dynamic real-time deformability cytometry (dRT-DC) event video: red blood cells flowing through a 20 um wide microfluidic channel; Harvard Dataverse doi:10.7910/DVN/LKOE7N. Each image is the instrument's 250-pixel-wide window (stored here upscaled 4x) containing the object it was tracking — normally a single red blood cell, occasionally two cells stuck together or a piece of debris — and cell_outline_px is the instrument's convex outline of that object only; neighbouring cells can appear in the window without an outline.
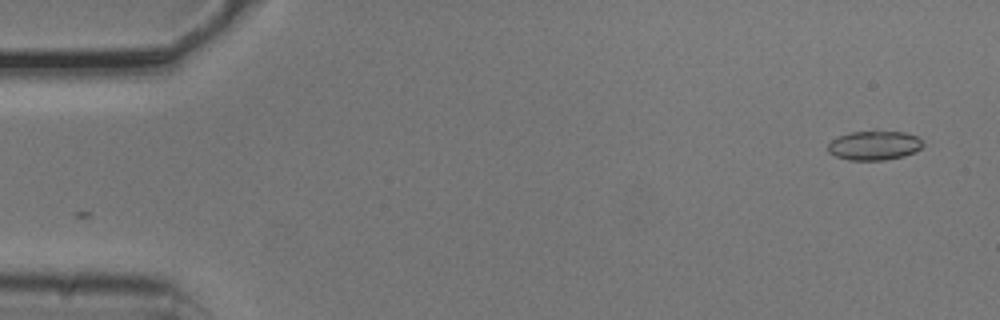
{"species": "common noctule bat (a hibernating species)", "species_latin": "Nyctalus noctula", "temperature_condition": "cold", "stored_images_in_passage": 53, "camera_frame_rate_fps": 3000, "um_per_image_px": 0.085, "animal": {"sex": "male", "body_mass_g": 20.5, "forearm_length_mm": 52.5}, "frame": {"image": 1, "passage_image": 1, "time_ms": 0.0, "image_size_px": [1000, 320], "cell_outline_px": [[924, 144], [916, 152], [904, 156], [884, 160], [848, 160], [836, 156], [828, 152], [828, 144], [832, 140], [840, 136], [852, 132], [876, 128], [904, 132], [916, 136]], "centroid_in_image_um": [74.33, 12.32], "position_along_channel_um": 10.7, "area_um2": 16.7}}
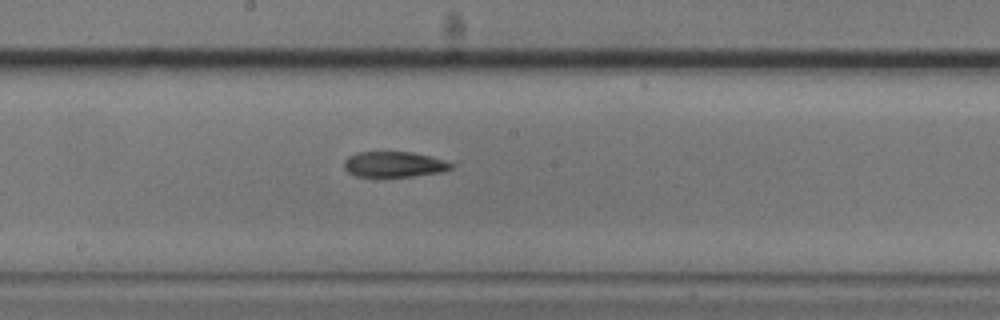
{"frame": {"image": 2, "passage_image": 27, "time_ms": 8.667, "image_size_px": [1000, 320], "cell_outline_px": [[460, 160], [452, 168], [440, 172], [412, 176], [356, 176], [348, 172], [344, 168], [344, 160], [348, 156], [356, 152], [412, 152]], "centroid_in_image_um": [33.66, 13.94], "position_along_channel_um": 214.5, "area_um2": 16.53}}
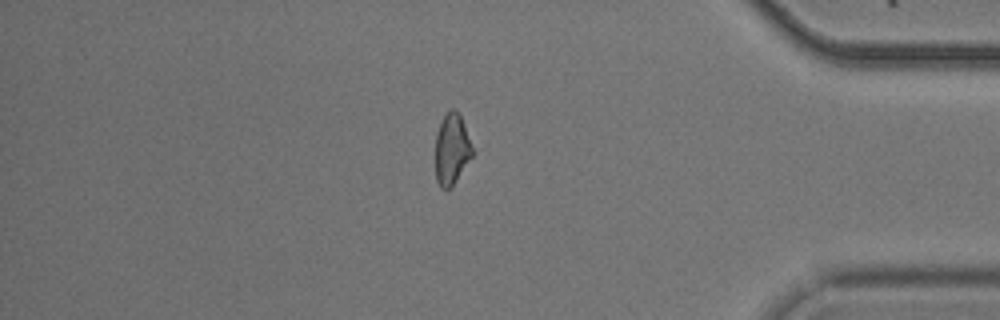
{"frame": {"image": 3, "passage_image": 44, "time_ms": 14.333, "image_size_px": [1000, 320], "cell_outline_px": [[476, 152], [456, 180], [448, 188], [440, 188], [436, 180], [436, 132], [444, 116], [452, 108], [460, 116]], "centroid_in_image_um": [38.42, 12.7], "position_along_channel_um": 396.8, "area_um2": 15.2}}